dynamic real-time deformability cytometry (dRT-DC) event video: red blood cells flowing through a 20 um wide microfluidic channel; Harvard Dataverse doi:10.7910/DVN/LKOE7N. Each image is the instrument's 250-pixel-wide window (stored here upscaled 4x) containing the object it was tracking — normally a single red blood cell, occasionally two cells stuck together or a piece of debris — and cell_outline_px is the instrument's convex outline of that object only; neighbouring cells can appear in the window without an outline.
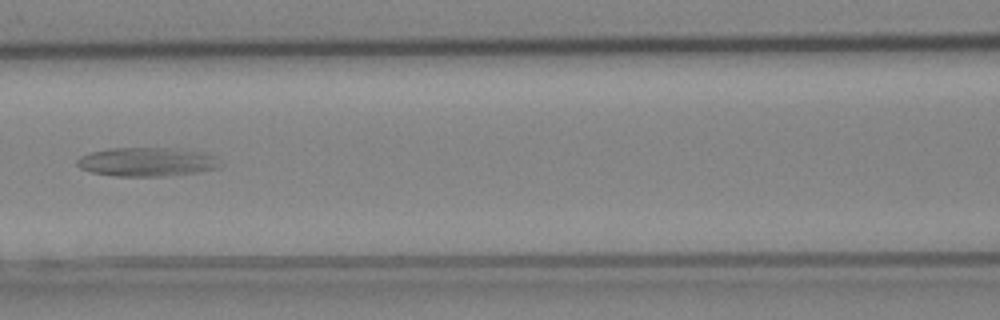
{"species": "Egyptian fruit bat (a non-hibernating species)", "species_latin": "Rousettus aegyptiacus", "temperature_condition": "cold", "stored_images_in_passage": 7, "camera_frame_rate_fps": 3000, "um_per_image_px": 0.085, "animal": {"sex": "female"}, "frame": {"image": 1, "passage_image": 7, "time_ms": 2.0, "image_size_px": [1000, 320], "cell_outline_px": [[220, 164], [216, 168], [196, 172], [164, 176], [116, 176], [92, 172], [80, 168], [76, 164], [76, 160], [80, 156], [92, 152], [108, 148], [176, 148], [200, 152], [212, 156]], "centroid_in_image_um": [12.41, 13.76], "position_along_channel_um": 154.2, "area_um2": 23.76}}